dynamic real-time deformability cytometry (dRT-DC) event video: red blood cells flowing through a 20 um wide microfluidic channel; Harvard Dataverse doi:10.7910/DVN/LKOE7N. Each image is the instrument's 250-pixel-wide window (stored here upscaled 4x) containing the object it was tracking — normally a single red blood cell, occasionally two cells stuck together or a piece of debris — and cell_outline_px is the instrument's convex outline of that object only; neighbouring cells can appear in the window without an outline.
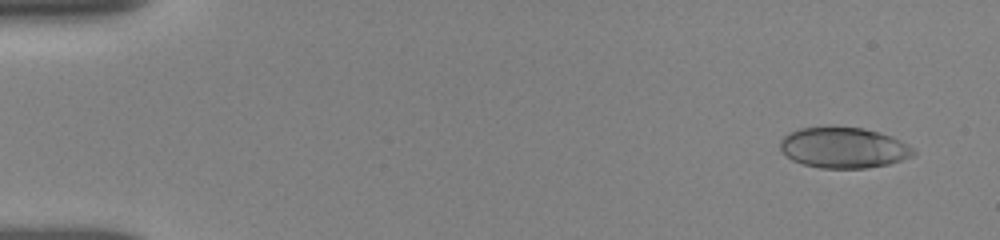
{"species": "human", "species_latin": "Homo sapiens", "temperature_condition": "room temperature", "stored_images_in_passage": 13, "camera_frame_rate_fps": 3000, "um_per_image_px": 0.085, "donor": {"sex": "female"}, "frame": {"image": 1, "passage_image": 1, "time_ms": 0.0, "image_size_px": [1000, 240], "cell_outline_px": [[916, 152], [912, 156], [888, 164], [868, 168], [820, 168], [804, 164], [792, 160], [780, 148], [780, 140], [784, 136], [800, 128], [864, 128], [892, 136], [908, 144]], "centroid_in_image_um": [71.73, 12.57], "position_along_channel_um": 13.3, "area_um2": 31.15}}
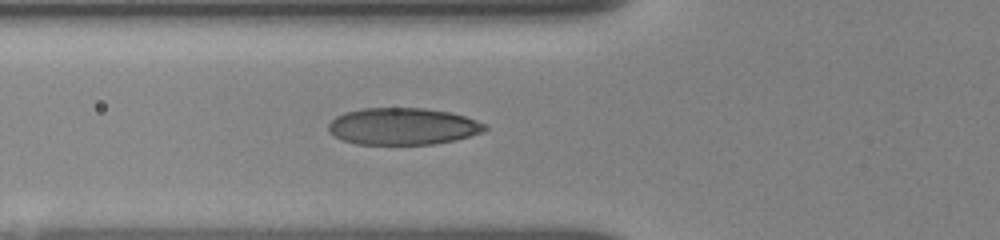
{"frame": {"image": 2, "passage_image": 10, "time_ms": 5.333, "image_size_px": [1000, 240], "cell_outline_px": [[488, 128], [484, 132], [456, 140], [432, 144], [356, 144], [340, 140], [328, 132], [328, 124], [336, 116], [344, 112], [360, 108], [424, 108], [448, 112], [464, 116], [488, 124]], "centroid_in_image_um": [34.22, 10.74], "position_along_channel_um": 91.6, "area_um2": 33.93}}
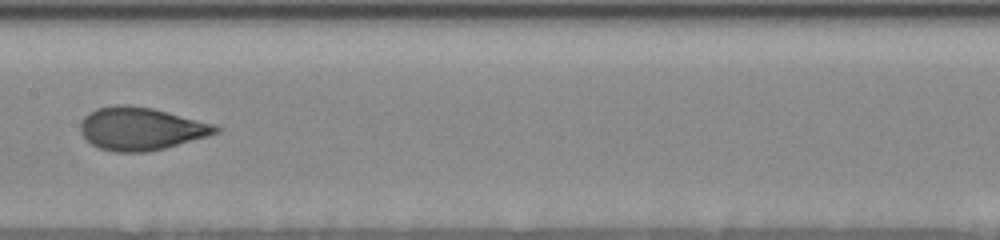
{"frame": {"image": 3, "passage_image": 13, "time_ms": 8.0, "image_size_px": [1000, 240], "cell_outline_px": [[220, 132], [208, 136], [164, 148], [148, 152], [116, 152], [100, 148], [92, 144], [80, 132], [80, 124], [84, 116], [88, 112], [96, 108], [116, 104], [128, 104], [152, 108], [216, 124], [220, 128]], "centroid_in_image_um": [11.98, 10.93], "position_along_channel_um": 195.4, "area_um2": 33.87}}